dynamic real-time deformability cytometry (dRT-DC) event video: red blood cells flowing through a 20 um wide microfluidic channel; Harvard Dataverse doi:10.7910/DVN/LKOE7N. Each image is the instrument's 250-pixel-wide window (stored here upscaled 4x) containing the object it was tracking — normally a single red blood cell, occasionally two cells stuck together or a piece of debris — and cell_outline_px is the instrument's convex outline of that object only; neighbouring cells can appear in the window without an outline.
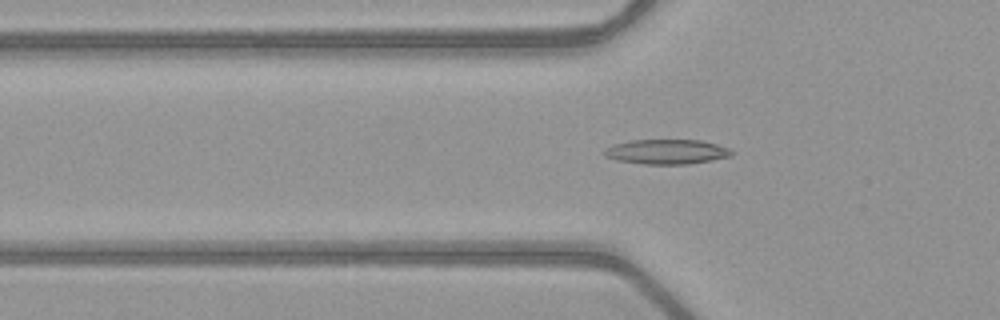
{"species": "common noctule bat (a hibernating species)", "species_latin": "Nyctalus noctula", "temperature_condition": "warm", "stored_images_in_passage": 52, "camera_frame_rate_fps": 3000, "um_per_image_px": 0.085, "animal": {"sex": "female", "body_mass_g": 21.9}, "frame": {"image": 1, "passage_image": 18, "time_ms": 5.667, "image_size_px": [1000, 320], "cell_outline_px": [[732, 156], [712, 160], [688, 164], [644, 164], [616, 160], [604, 156], [604, 148], [628, 140], [700, 140], [716, 144], [728, 148], [732, 152]], "centroid_in_image_um": [56.64, 12.9], "position_along_channel_um": 69.2, "area_um2": 18.32}}
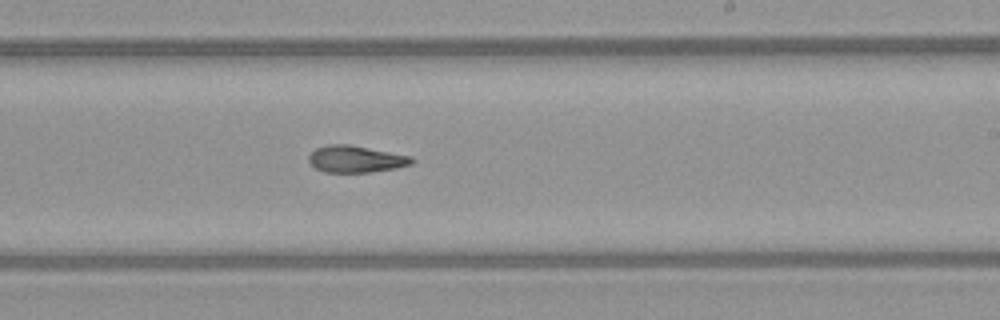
{"frame": {"image": 2, "passage_image": 32, "time_ms": 10.333, "image_size_px": [1000, 320], "cell_outline_px": [[416, 160], [412, 164], [396, 168], [372, 172], [324, 172], [308, 164], [308, 156], [316, 148], [328, 144], [348, 144], [412, 156]], "centroid_in_image_um": [30.24, 13.52], "position_along_channel_um": 258.8, "area_um2": 16.24}}
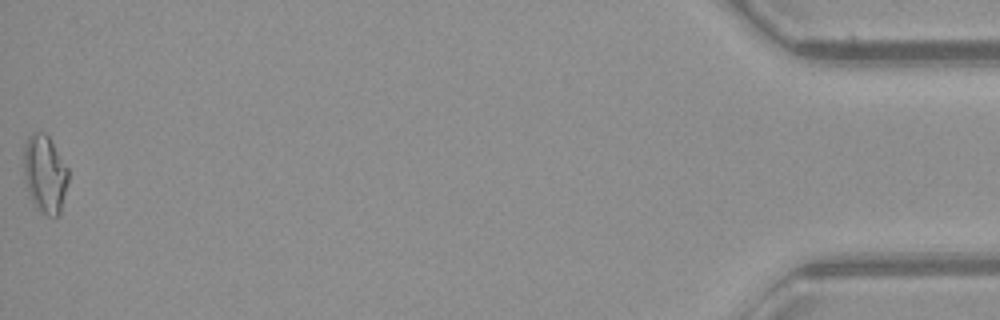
{"frame": {"image": 3, "passage_image": 52, "time_ms": 17.0, "image_size_px": [1000, 320], "cell_outline_px": [[68, 180], [60, 212], [56, 216], [48, 216], [40, 212], [36, 208], [28, 192], [24, 176], [24, 148], [28, 136], [32, 132], [44, 132], [48, 136], [68, 168]], "centroid_in_image_um": [3.81, 14.78], "position_along_channel_um": 431.4, "area_um2": 20.06}, "authors_computed_cell_mechanics": {"area_um2": 16.9354, "velocity_mm_per_s": 4.0442, "shape_relaxation_time_tau1_ms": null, "shape_relaxation_time_tau2_ms": 7.1613, "deformation_change_tau1": null, "deformation_change_tau2": 0.1799}}